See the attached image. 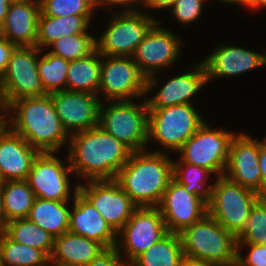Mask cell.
Here are the masks:
<instances>
[{"instance_id":"obj_15","label":"cell","mask_w":266,"mask_h":266,"mask_svg":"<svg viewBox=\"0 0 266 266\" xmlns=\"http://www.w3.org/2000/svg\"><path fill=\"white\" fill-rule=\"evenodd\" d=\"M78 190L116 232L126 224L137 208L115 179L88 180L84 184L79 183Z\"/></svg>"},{"instance_id":"obj_22","label":"cell","mask_w":266,"mask_h":266,"mask_svg":"<svg viewBox=\"0 0 266 266\" xmlns=\"http://www.w3.org/2000/svg\"><path fill=\"white\" fill-rule=\"evenodd\" d=\"M193 69V70H192ZM191 72L172 76L158 89L154 96L147 97L148 109L165 108L181 104H193L191 99L204 87L207 82L206 70L202 61L197 62ZM149 98V99H148Z\"/></svg>"},{"instance_id":"obj_8","label":"cell","mask_w":266,"mask_h":266,"mask_svg":"<svg viewBox=\"0 0 266 266\" xmlns=\"http://www.w3.org/2000/svg\"><path fill=\"white\" fill-rule=\"evenodd\" d=\"M111 11L114 15L102 36L96 39V49L102 55L132 57L158 19L149 16L148 10Z\"/></svg>"},{"instance_id":"obj_45","label":"cell","mask_w":266,"mask_h":266,"mask_svg":"<svg viewBox=\"0 0 266 266\" xmlns=\"http://www.w3.org/2000/svg\"><path fill=\"white\" fill-rule=\"evenodd\" d=\"M7 107L5 106L0 87V128L6 126Z\"/></svg>"},{"instance_id":"obj_7","label":"cell","mask_w":266,"mask_h":266,"mask_svg":"<svg viewBox=\"0 0 266 266\" xmlns=\"http://www.w3.org/2000/svg\"><path fill=\"white\" fill-rule=\"evenodd\" d=\"M215 179L212 198L207 204L208 214L237 236L245 228L252 207L261 197L225 175Z\"/></svg>"},{"instance_id":"obj_39","label":"cell","mask_w":266,"mask_h":266,"mask_svg":"<svg viewBox=\"0 0 266 266\" xmlns=\"http://www.w3.org/2000/svg\"><path fill=\"white\" fill-rule=\"evenodd\" d=\"M117 249L108 248L85 266H127Z\"/></svg>"},{"instance_id":"obj_46","label":"cell","mask_w":266,"mask_h":266,"mask_svg":"<svg viewBox=\"0 0 266 266\" xmlns=\"http://www.w3.org/2000/svg\"><path fill=\"white\" fill-rule=\"evenodd\" d=\"M9 5H10V3L8 0H0V24H3V22L6 18Z\"/></svg>"},{"instance_id":"obj_11","label":"cell","mask_w":266,"mask_h":266,"mask_svg":"<svg viewBox=\"0 0 266 266\" xmlns=\"http://www.w3.org/2000/svg\"><path fill=\"white\" fill-rule=\"evenodd\" d=\"M167 233L158 207H137L131 218L117 232L115 248L122 258L125 257V264L128 266Z\"/></svg>"},{"instance_id":"obj_49","label":"cell","mask_w":266,"mask_h":266,"mask_svg":"<svg viewBox=\"0 0 266 266\" xmlns=\"http://www.w3.org/2000/svg\"><path fill=\"white\" fill-rule=\"evenodd\" d=\"M266 7V0H250V10H259Z\"/></svg>"},{"instance_id":"obj_12","label":"cell","mask_w":266,"mask_h":266,"mask_svg":"<svg viewBox=\"0 0 266 266\" xmlns=\"http://www.w3.org/2000/svg\"><path fill=\"white\" fill-rule=\"evenodd\" d=\"M37 46L16 47L0 79L2 97L7 107L13 101L44 95L38 73V56L43 53Z\"/></svg>"},{"instance_id":"obj_30","label":"cell","mask_w":266,"mask_h":266,"mask_svg":"<svg viewBox=\"0 0 266 266\" xmlns=\"http://www.w3.org/2000/svg\"><path fill=\"white\" fill-rule=\"evenodd\" d=\"M3 232L13 241L44 251L51 257L54 237L28 218L8 221Z\"/></svg>"},{"instance_id":"obj_42","label":"cell","mask_w":266,"mask_h":266,"mask_svg":"<svg viewBox=\"0 0 266 266\" xmlns=\"http://www.w3.org/2000/svg\"><path fill=\"white\" fill-rule=\"evenodd\" d=\"M259 167L261 172V198H266V138L259 140Z\"/></svg>"},{"instance_id":"obj_21","label":"cell","mask_w":266,"mask_h":266,"mask_svg":"<svg viewBox=\"0 0 266 266\" xmlns=\"http://www.w3.org/2000/svg\"><path fill=\"white\" fill-rule=\"evenodd\" d=\"M39 153L7 125L0 128V182L26 180Z\"/></svg>"},{"instance_id":"obj_3","label":"cell","mask_w":266,"mask_h":266,"mask_svg":"<svg viewBox=\"0 0 266 266\" xmlns=\"http://www.w3.org/2000/svg\"><path fill=\"white\" fill-rule=\"evenodd\" d=\"M132 152L115 180L137 207H158L173 179V160L163 150Z\"/></svg>"},{"instance_id":"obj_20","label":"cell","mask_w":266,"mask_h":266,"mask_svg":"<svg viewBox=\"0 0 266 266\" xmlns=\"http://www.w3.org/2000/svg\"><path fill=\"white\" fill-rule=\"evenodd\" d=\"M73 198L68 231L94 240L105 249L114 248L117 243V232L79 190L73 193Z\"/></svg>"},{"instance_id":"obj_50","label":"cell","mask_w":266,"mask_h":266,"mask_svg":"<svg viewBox=\"0 0 266 266\" xmlns=\"http://www.w3.org/2000/svg\"><path fill=\"white\" fill-rule=\"evenodd\" d=\"M10 4L13 3H25V2H33V3H40V0H8Z\"/></svg>"},{"instance_id":"obj_52","label":"cell","mask_w":266,"mask_h":266,"mask_svg":"<svg viewBox=\"0 0 266 266\" xmlns=\"http://www.w3.org/2000/svg\"><path fill=\"white\" fill-rule=\"evenodd\" d=\"M221 266H239L237 263H233L231 265H221Z\"/></svg>"},{"instance_id":"obj_36","label":"cell","mask_w":266,"mask_h":266,"mask_svg":"<svg viewBox=\"0 0 266 266\" xmlns=\"http://www.w3.org/2000/svg\"><path fill=\"white\" fill-rule=\"evenodd\" d=\"M95 0H40V13L45 16L93 15Z\"/></svg>"},{"instance_id":"obj_16","label":"cell","mask_w":266,"mask_h":266,"mask_svg":"<svg viewBox=\"0 0 266 266\" xmlns=\"http://www.w3.org/2000/svg\"><path fill=\"white\" fill-rule=\"evenodd\" d=\"M50 95L61 124L69 136L99 125L101 100L98 95L68 90Z\"/></svg>"},{"instance_id":"obj_25","label":"cell","mask_w":266,"mask_h":266,"mask_svg":"<svg viewBox=\"0 0 266 266\" xmlns=\"http://www.w3.org/2000/svg\"><path fill=\"white\" fill-rule=\"evenodd\" d=\"M93 15H69L63 17L45 16L41 13L38 17L36 46L43 50L60 37L67 35L88 33Z\"/></svg>"},{"instance_id":"obj_47","label":"cell","mask_w":266,"mask_h":266,"mask_svg":"<svg viewBox=\"0 0 266 266\" xmlns=\"http://www.w3.org/2000/svg\"><path fill=\"white\" fill-rule=\"evenodd\" d=\"M7 224L4 210H3V201H2V195L0 190V232L4 230L5 225Z\"/></svg>"},{"instance_id":"obj_48","label":"cell","mask_w":266,"mask_h":266,"mask_svg":"<svg viewBox=\"0 0 266 266\" xmlns=\"http://www.w3.org/2000/svg\"><path fill=\"white\" fill-rule=\"evenodd\" d=\"M221 3H227V4H240L243 5L245 8H250V0H218Z\"/></svg>"},{"instance_id":"obj_2","label":"cell","mask_w":266,"mask_h":266,"mask_svg":"<svg viewBox=\"0 0 266 266\" xmlns=\"http://www.w3.org/2000/svg\"><path fill=\"white\" fill-rule=\"evenodd\" d=\"M6 112V125L39 152L57 153L69 140L50 94L17 99Z\"/></svg>"},{"instance_id":"obj_44","label":"cell","mask_w":266,"mask_h":266,"mask_svg":"<svg viewBox=\"0 0 266 266\" xmlns=\"http://www.w3.org/2000/svg\"><path fill=\"white\" fill-rule=\"evenodd\" d=\"M178 266H218L215 265L213 263H209V262H203L197 259H193V258H189L184 256L180 262Z\"/></svg>"},{"instance_id":"obj_41","label":"cell","mask_w":266,"mask_h":266,"mask_svg":"<svg viewBox=\"0 0 266 266\" xmlns=\"http://www.w3.org/2000/svg\"><path fill=\"white\" fill-rule=\"evenodd\" d=\"M15 48L16 46L11 44L6 38L0 40V79L7 68L11 54Z\"/></svg>"},{"instance_id":"obj_5","label":"cell","mask_w":266,"mask_h":266,"mask_svg":"<svg viewBox=\"0 0 266 266\" xmlns=\"http://www.w3.org/2000/svg\"><path fill=\"white\" fill-rule=\"evenodd\" d=\"M141 103L133 100L109 101L106 107L101 100L99 126L113 135L132 152L145 150L148 144L149 109L145 97Z\"/></svg>"},{"instance_id":"obj_9","label":"cell","mask_w":266,"mask_h":266,"mask_svg":"<svg viewBox=\"0 0 266 266\" xmlns=\"http://www.w3.org/2000/svg\"><path fill=\"white\" fill-rule=\"evenodd\" d=\"M160 24L158 20L152 26L132 55L133 61L147 77L145 96L158 83L157 71L172 66L182 52V39Z\"/></svg>"},{"instance_id":"obj_14","label":"cell","mask_w":266,"mask_h":266,"mask_svg":"<svg viewBox=\"0 0 266 266\" xmlns=\"http://www.w3.org/2000/svg\"><path fill=\"white\" fill-rule=\"evenodd\" d=\"M55 152H40L32 163L27 183L36 198L54 201H68L70 192L76 193L79 183L71 188L70 177L73 174L68 156L67 163L55 156ZM70 175V176H69ZM71 189H73L71 191Z\"/></svg>"},{"instance_id":"obj_6","label":"cell","mask_w":266,"mask_h":266,"mask_svg":"<svg viewBox=\"0 0 266 266\" xmlns=\"http://www.w3.org/2000/svg\"><path fill=\"white\" fill-rule=\"evenodd\" d=\"M204 122L194 104L149 109L148 144L153 139L164 151L177 153Z\"/></svg>"},{"instance_id":"obj_34","label":"cell","mask_w":266,"mask_h":266,"mask_svg":"<svg viewBox=\"0 0 266 266\" xmlns=\"http://www.w3.org/2000/svg\"><path fill=\"white\" fill-rule=\"evenodd\" d=\"M50 47V53L70 62L92 53L96 49V38L89 33L67 35L60 37Z\"/></svg>"},{"instance_id":"obj_13","label":"cell","mask_w":266,"mask_h":266,"mask_svg":"<svg viewBox=\"0 0 266 266\" xmlns=\"http://www.w3.org/2000/svg\"><path fill=\"white\" fill-rule=\"evenodd\" d=\"M147 77L132 57L101 54L99 94L108 101L145 97Z\"/></svg>"},{"instance_id":"obj_51","label":"cell","mask_w":266,"mask_h":266,"mask_svg":"<svg viewBox=\"0 0 266 266\" xmlns=\"http://www.w3.org/2000/svg\"><path fill=\"white\" fill-rule=\"evenodd\" d=\"M4 38L3 26L0 24V40Z\"/></svg>"},{"instance_id":"obj_32","label":"cell","mask_w":266,"mask_h":266,"mask_svg":"<svg viewBox=\"0 0 266 266\" xmlns=\"http://www.w3.org/2000/svg\"><path fill=\"white\" fill-rule=\"evenodd\" d=\"M211 174L214 175L209 169L173 160V179L184 186L188 193L195 194L207 204L211 201L214 185H206Z\"/></svg>"},{"instance_id":"obj_28","label":"cell","mask_w":266,"mask_h":266,"mask_svg":"<svg viewBox=\"0 0 266 266\" xmlns=\"http://www.w3.org/2000/svg\"><path fill=\"white\" fill-rule=\"evenodd\" d=\"M183 257L179 234L168 232L128 266H178Z\"/></svg>"},{"instance_id":"obj_1","label":"cell","mask_w":266,"mask_h":266,"mask_svg":"<svg viewBox=\"0 0 266 266\" xmlns=\"http://www.w3.org/2000/svg\"><path fill=\"white\" fill-rule=\"evenodd\" d=\"M68 145L71 169L83 181L115 179L132 153L99 125L71 134Z\"/></svg>"},{"instance_id":"obj_29","label":"cell","mask_w":266,"mask_h":266,"mask_svg":"<svg viewBox=\"0 0 266 266\" xmlns=\"http://www.w3.org/2000/svg\"><path fill=\"white\" fill-rule=\"evenodd\" d=\"M6 221L27 218L36 199L26 180L0 182Z\"/></svg>"},{"instance_id":"obj_35","label":"cell","mask_w":266,"mask_h":266,"mask_svg":"<svg viewBox=\"0 0 266 266\" xmlns=\"http://www.w3.org/2000/svg\"><path fill=\"white\" fill-rule=\"evenodd\" d=\"M238 243H266V198H260L252 207L245 228L237 235Z\"/></svg>"},{"instance_id":"obj_27","label":"cell","mask_w":266,"mask_h":266,"mask_svg":"<svg viewBox=\"0 0 266 266\" xmlns=\"http://www.w3.org/2000/svg\"><path fill=\"white\" fill-rule=\"evenodd\" d=\"M67 203L36 198L27 218L56 238L69 230Z\"/></svg>"},{"instance_id":"obj_33","label":"cell","mask_w":266,"mask_h":266,"mask_svg":"<svg viewBox=\"0 0 266 266\" xmlns=\"http://www.w3.org/2000/svg\"><path fill=\"white\" fill-rule=\"evenodd\" d=\"M69 61L47 51L38 56V73L45 94L66 90Z\"/></svg>"},{"instance_id":"obj_17","label":"cell","mask_w":266,"mask_h":266,"mask_svg":"<svg viewBox=\"0 0 266 266\" xmlns=\"http://www.w3.org/2000/svg\"><path fill=\"white\" fill-rule=\"evenodd\" d=\"M158 208L168 232L180 233L184 228L202 219L208 213V205L184 186L172 179Z\"/></svg>"},{"instance_id":"obj_4","label":"cell","mask_w":266,"mask_h":266,"mask_svg":"<svg viewBox=\"0 0 266 266\" xmlns=\"http://www.w3.org/2000/svg\"><path fill=\"white\" fill-rule=\"evenodd\" d=\"M178 234L184 256L218 266L236 263L237 236L208 213Z\"/></svg>"},{"instance_id":"obj_18","label":"cell","mask_w":266,"mask_h":266,"mask_svg":"<svg viewBox=\"0 0 266 266\" xmlns=\"http://www.w3.org/2000/svg\"><path fill=\"white\" fill-rule=\"evenodd\" d=\"M224 175L231 181L257 192L261 197L258 139L241 132L232 138Z\"/></svg>"},{"instance_id":"obj_26","label":"cell","mask_w":266,"mask_h":266,"mask_svg":"<svg viewBox=\"0 0 266 266\" xmlns=\"http://www.w3.org/2000/svg\"><path fill=\"white\" fill-rule=\"evenodd\" d=\"M100 74L101 53L95 49L86 57L69 62L66 90L88 92L99 96Z\"/></svg>"},{"instance_id":"obj_38","label":"cell","mask_w":266,"mask_h":266,"mask_svg":"<svg viewBox=\"0 0 266 266\" xmlns=\"http://www.w3.org/2000/svg\"><path fill=\"white\" fill-rule=\"evenodd\" d=\"M247 246L249 253L243 256L241 247ZM250 248V249H249ZM239 266H266V243L263 244H250V243H237V260Z\"/></svg>"},{"instance_id":"obj_19","label":"cell","mask_w":266,"mask_h":266,"mask_svg":"<svg viewBox=\"0 0 266 266\" xmlns=\"http://www.w3.org/2000/svg\"><path fill=\"white\" fill-rule=\"evenodd\" d=\"M266 53V51H264ZM254 52L240 46L219 45L213 53L202 60L207 82L220 77L241 75L247 71L266 66V54Z\"/></svg>"},{"instance_id":"obj_53","label":"cell","mask_w":266,"mask_h":266,"mask_svg":"<svg viewBox=\"0 0 266 266\" xmlns=\"http://www.w3.org/2000/svg\"><path fill=\"white\" fill-rule=\"evenodd\" d=\"M49 266H59V265H55V264L50 263Z\"/></svg>"},{"instance_id":"obj_40","label":"cell","mask_w":266,"mask_h":266,"mask_svg":"<svg viewBox=\"0 0 266 266\" xmlns=\"http://www.w3.org/2000/svg\"><path fill=\"white\" fill-rule=\"evenodd\" d=\"M140 2L138 5L137 3ZM145 0H95L96 7H104L107 8L109 11L112 7H116L120 5V7L124 10L121 11H140L138 6L144 5ZM135 4V5H134ZM134 5V6H133ZM138 8V9H137Z\"/></svg>"},{"instance_id":"obj_37","label":"cell","mask_w":266,"mask_h":266,"mask_svg":"<svg viewBox=\"0 0 266 266\" xmlns=\"http://www.w3.org/2000/svg\"><path fill=\"white\" fill-rule=\"evenodd\" d=\"M205 0H176L171 10L173 15L180 24L189 25L190 23L198 20L202 15Z\"/></svg>"},{"instance_id":"obj_10","label":"cell","mask_w":266,"mask_h":266,"mask_svg":"<svg viewBox=\"0 0 266 266\" xmlns=\"http://www.w3.org/2000/svg\"><path fill=\"white\" fill-rule=\"evenodd\" d=\"M236 134L213 129L205 121L177 151L179 160L209 169L217 177L223 176L229 159V147Z\"/></svg>"},{"instance_id":"obj_43","label":"cell","mask_w":266,"mask_h":266,"mask_svg":"<svg viewBox=\"0 0 266 266\" xmlns=\"http://www.w3.org/2000/svg\"><path fill=\"white\" fill-rule=\"evenodd\" d=\"M176 0H145L144 7L150 10L155 9H171L175 4ZM150 8V9H149Z\"/></svg>"},{"instance_id":"obj_31","label":"cell","mask_w":266,"mask_h":266,"mask_svg":"<svg viewBox=\"0 0 266 266\" xmlns=\"http://www.w3.org/2000/svg\"><path fill=\"white\" fill-rule=\"evenodd\" d=\"M50 257L42 250L11 240L0 232V266H49Z\"/></svg>"},{"instance_id":"obj_24","label":"cell","mask_w":266,"mask_h":266,"mask_svg":"<svg viewBox=\"0 0 266 266\" xmlns=\"http://www.w3.org/2000/svg\"><path fill=\"white\" fill-rule=\"evenodd\" d=\"M104 250L100 243L67 231L54 238L50 263L59 266H85Z\"/></svg>"},{"instance_id":"obj_23","label":"cell","mask_w":266,"mask_h":266,"mask_svg":"<svg viewBox=\"0 0 266 266\" xmlns=\"http://www.w3.org/2000/svg\"><path fill=\"white\" fill-rule=\"evenodd\" d=\"M39 14L40 3L10 4L2 24L4 38L16 47L36 46Z\"/></svg>"}]
</instances>
